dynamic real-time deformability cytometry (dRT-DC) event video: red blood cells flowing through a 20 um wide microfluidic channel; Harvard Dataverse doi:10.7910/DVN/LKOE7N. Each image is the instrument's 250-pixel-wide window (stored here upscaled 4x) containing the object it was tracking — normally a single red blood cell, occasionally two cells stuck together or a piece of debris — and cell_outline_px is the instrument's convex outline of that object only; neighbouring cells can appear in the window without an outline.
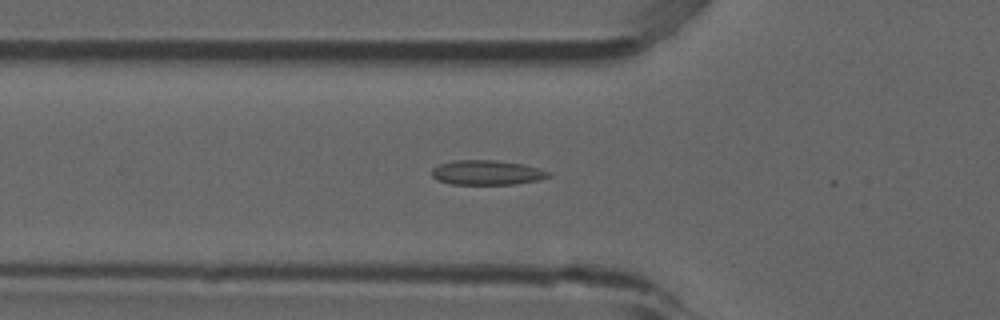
{"species": "common noctule bat (a hibernating species)", "species_latin": "Nyctalus noctula", "temperature_condition": "room temperature", "stored_images_in_passage": 26, "camera_frame_rate_fps": 3000, "um_per_image_px": 0.085, "animal": {"sex": "male", "forearm_length_mm": 52.5}, "frame": {"image": 1, "passage_image": 18, "time_ms": 5.667, "image_size_px": [1000, 320], "cell_outline_px": [[552, 176], [540, 180], [512, 184], [452, 184], [436, 180], [432, 176], [432, 168], [440, 164], [452, 160], [496, 160], [524, 164], [552, 172]], "centroid_in_image_um": [41.41, 14.66], "position_along_channel_um": 84.4, "area_um2": 16.94}}
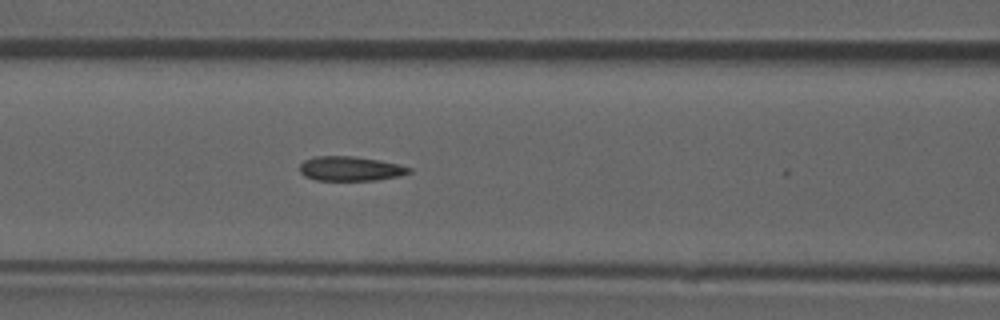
{"frame": {"image": 2, "passage_image": 22, "time_ms": 7.0, "image_size_px": [1000, 320], "cell_outline_px": [[412, 172], [400, 176], [376, 180], [316, 180], [304, 176], [300, 172], [300, 164], [304, 160], [316, 156], [352, 156], [380, 160], [412, 168]], "centroid_in_image_um": [29.78, 14.34], "position_along_channel_um": 136.8, "area_um2": 15.61}}